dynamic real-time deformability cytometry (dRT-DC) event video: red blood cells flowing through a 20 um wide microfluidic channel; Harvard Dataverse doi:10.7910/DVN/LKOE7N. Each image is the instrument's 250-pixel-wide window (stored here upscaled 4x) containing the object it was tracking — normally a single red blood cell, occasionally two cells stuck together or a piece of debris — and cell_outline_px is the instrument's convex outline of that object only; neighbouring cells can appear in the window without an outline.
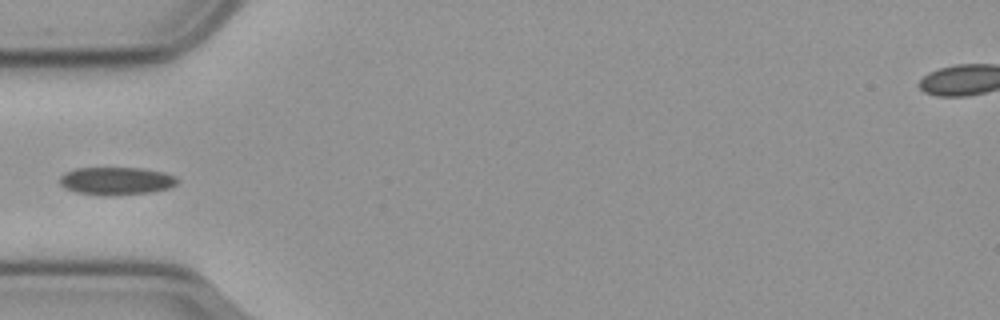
{"species": "common noctule bat (a hibernating species)", "species_latin": "Nyctalus noctula", "temperature_condition": "cold", "stored_images_in_passage": 10, "camera_frame_rate_fps": 3000, "um_per_image_px": 0.085, "animal": {"sex": "male", "body_mass_g": 23.1, "forearm_length_mm": 52.7}, "frame": {"image": 1, "passage_image": 1, "time_ms": 0.0, "image_size_px": [1000, 320], "cell_outline_px": [[176, 184], [168, 188], [152, 192], [112, 196], [104, 196], [76, 192], [64, 188], [60, 184], [60, 176], [64, 172], [76, 168], [140, 168], [164, 172], [176, 176]], "centroid_in_image_um": [9.85, 15.38], "position_along_channel_um": 75.1, "area_um2": 19.19}}
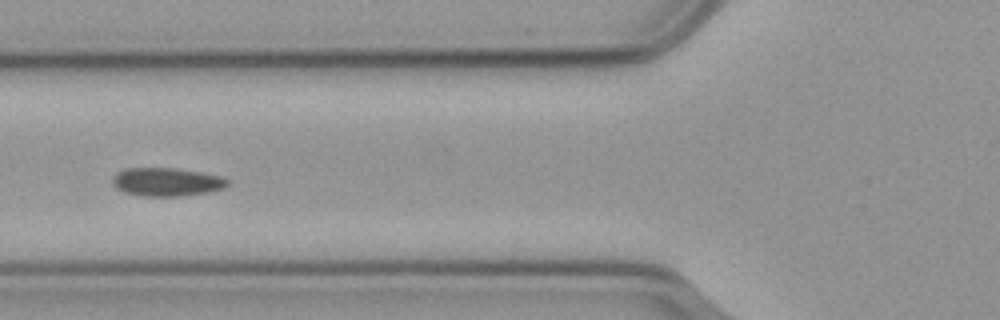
{"frame": {"image": 2, "passage_image": 4, "time_ms": 1.0, "image_size_px": [1000, 320], "cell_outline_px": [[228, 184], [224, 188], [208, 192], [180, 196], [140, 196], [124, 192], [116, 188], [112, 184], [112, 176], [116, 172], [128, 168], [176, 168], [200, 172], [220, 176], [228, 180]], "centroid_in_image_um": [14.12, 15.46], "position_along_channel_um": 111.7, "area_um2": 19.07}}
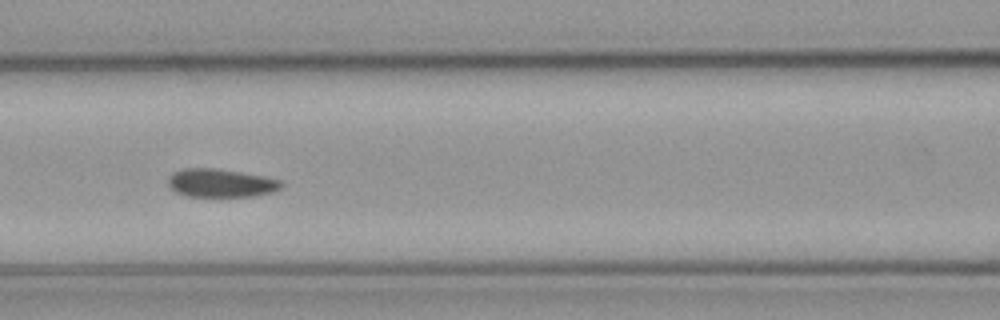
{"frame": {"image": 3, "passage_image": 7, "time_ms": 2.0, "image_size_px": [1000, 320], "cell_outline_px": [[284, 184], [280, 188], [272, 192], [252, 196], [188, 196], [176, 192], [168, 184], [168, 176], [172, 172], [184, 168], [216, 168], [264, 176], [280, 180]], "centroid_in_image_um": [18.75, 15.54], "position_along_channel_um": 147.8, "area_um2": 18.61}}